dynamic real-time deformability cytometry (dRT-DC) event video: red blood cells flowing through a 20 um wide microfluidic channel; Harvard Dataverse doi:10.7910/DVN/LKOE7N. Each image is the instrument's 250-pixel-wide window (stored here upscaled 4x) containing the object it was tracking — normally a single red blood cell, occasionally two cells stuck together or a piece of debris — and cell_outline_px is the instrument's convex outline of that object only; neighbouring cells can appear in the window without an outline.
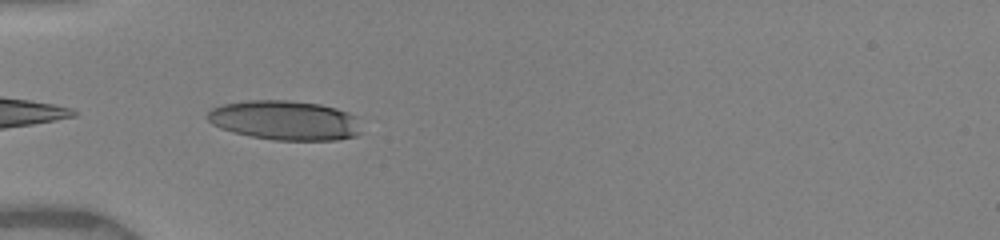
{"species": "human", "species_latin": "Homo sapiens", "temperature_condition": "warm", "stored_images_in_passage": 17, "camera_frame_rate_fps": 3000, "um_per_image_px": 0.085, "donor": {"sex": "female"}, "frame": {"image": 1, "passage_image": 1, "time_ms": 0.0, "image_size_px": [1000, 240], "cell_outline_px": [[360, 132], [356, 136], [336, 140], [272, 140], [232, 132], [220, 128], [212, 124], [204, 116], [212, 108], [224, 104], [248, 100], [288, 100], [320, 104], [336, 108], [348, 112], [356, 116]], "centroid_in_image_um": [24.19, 10.23], "position_along_channel_um": 60.8, "area_um2": 35.55}}
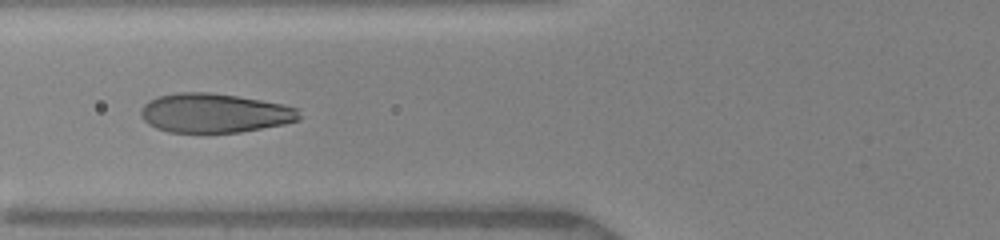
{"frame": {"image": 2, "passage_image": 6, "time_ms": 1.333, "image_size_px": [1000, 240], "cell_outline_px": [[300, 120], [284, 124], [240, 132], [168, 132], [156, 128], [148, 124], [140, 116], [140, 108], [148, 100], [156, 96], [176, 92], [208, 92], [236, 96], [284, 104], [300, 108]], "centroid_in_image_um": [18.22, 9.6], "position_along_channel_um": 107.6, "area_um2": 36.47}}
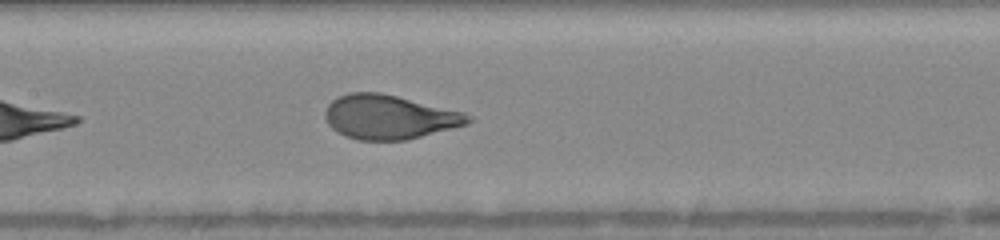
{"frame": {"image": 3, "passage_image": 11, "time_ms": 3.0, "image_size_px": [1000, 240], "cell_outline_px": [[472, 120], [468, 124], [404, 140], [356, 140], [344, 136], [336, 132], [328, 124], [324, 116], [324, 112], [328, 104], [332, 100], [348, 92], [380, 92], [464, 112], [472, 116]], "centroid_in_image_um": [33.05, 9.94], "position_along_channel_um": 174.4, "area_um2": 36.76}}